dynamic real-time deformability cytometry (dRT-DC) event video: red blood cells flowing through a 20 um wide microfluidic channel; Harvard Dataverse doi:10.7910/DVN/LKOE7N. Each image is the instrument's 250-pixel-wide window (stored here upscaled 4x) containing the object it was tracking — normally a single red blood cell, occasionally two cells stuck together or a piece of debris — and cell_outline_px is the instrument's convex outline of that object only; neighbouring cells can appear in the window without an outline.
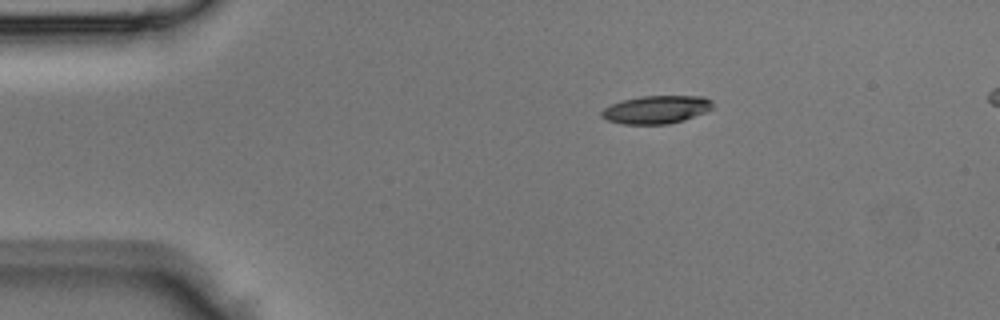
{"species": "Egyptian fruit bat (a non-hibernating species)", "species_latin": "Rousettus aegyptiacus", "temperature_condition": "room temperature", "stored_images_in_passage": 38, "camera_frame_rate_fps": 3000, "um_per_image_px": 0.085, "animal": {"sex": "male"}, "frame": {"image": 1, "passage_image": 1, "time_ms": 0.0, "image_size_px": [1000, 320], "cell_outline_px": [[712, 108], [708, 112], [684, 120], [668, 124], [620, 124], [608, 120], [600, 116], [600, 112], [604, 108], [620, 100], [640, 96], [704, 96], [712, 100]], "centroid_in_image_um": [55.79, 9.31], "position_along_channel_um": 29.2, "area_um2": 18.38}}
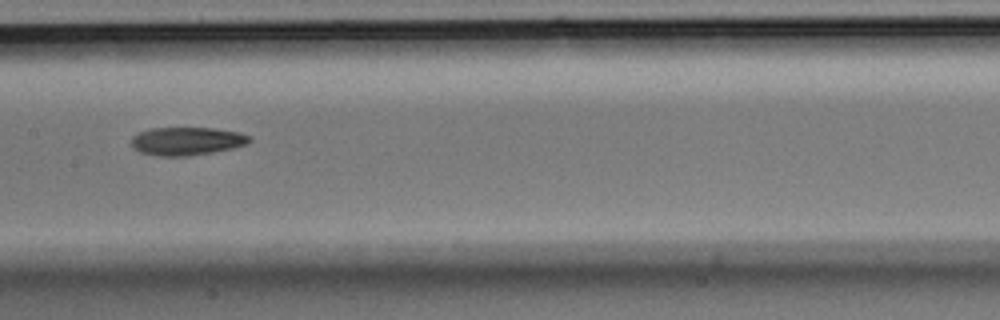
{"frame": {"image": 2, "passage_image": 15, "time_ms": 4.667, "image_size_px": [1000, 320], "cell_outline_px": [[252, 140], [248, 144], [232, 148], [212, 152], [188, 156], [156, 156], [140, 152], [132, 148], [132, 136], [140, 132], [152, 128], [212, 128], [240, 132], [252, 136]], "centroid_in_image_um": [15.9, 12.0], "position_along_channel_um": 191.5, "area_um2": 19.48}}
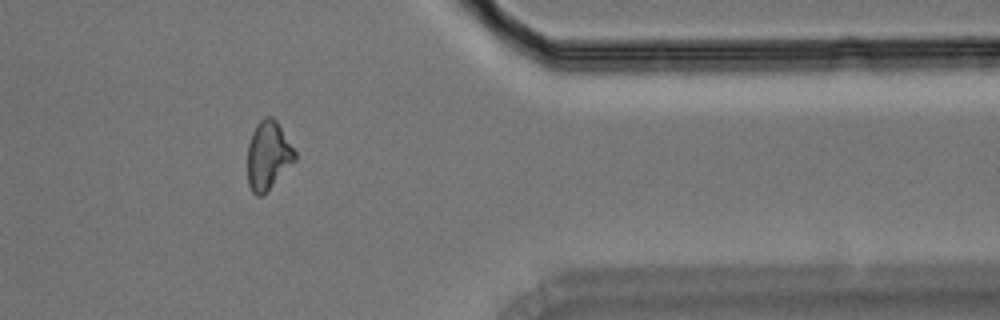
{"frame": {"image": 3, "passage_image": 29, "time_ms": 9.333, "image_size_px": [1000, 320], "cell_outline_px": [[296, 160], [260, 196], [256, 196], [252, 192], [248, 184], [248, 144], [252, 132], [256, 124], [264, 116], [272, 116], [276, 120], [296, 152]], "centroid_in_image_um": [22.78, 13.17], "position_along_channel_um": 388.6, "area_um2": 18.61}}